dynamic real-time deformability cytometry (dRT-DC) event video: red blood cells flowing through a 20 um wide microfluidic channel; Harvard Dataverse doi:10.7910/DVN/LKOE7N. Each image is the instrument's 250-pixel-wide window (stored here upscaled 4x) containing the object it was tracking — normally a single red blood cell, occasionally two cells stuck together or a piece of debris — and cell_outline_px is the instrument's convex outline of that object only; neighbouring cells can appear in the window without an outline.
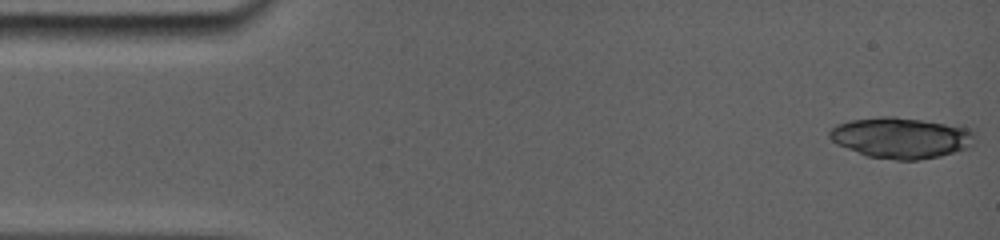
{"species": "common noctule bat (a hibernating species)", "species_latin": "Nyctalus noctula", "temperature_condition": "room temperature", "stored_images_in_passage": 5, "camera_frame_rate_fps": 5000, "um_per_image_px": 0.085, "animal": {"sex": "female", "body_mass_g": 19.0, "forearm_length_mm": 56.7}, "frame": {"image": 1, "passage_image": 1, "time_ms": 0.0, "image_size_px": [1000, 240], "cell_outline_px": [[968, 132], [960, 148], [936, 156], [916, 160], [900, 160], [872, 156], [860, 152], [840, 144], [828, 132], [832, 128], [840, 124], [852, 120], [920, 120], [944, 124], [964, 128]], "centroid_in_image_um": [76.45, 11.74], "position_along_channel_um": 8.6, "area_um2": 30.75}}